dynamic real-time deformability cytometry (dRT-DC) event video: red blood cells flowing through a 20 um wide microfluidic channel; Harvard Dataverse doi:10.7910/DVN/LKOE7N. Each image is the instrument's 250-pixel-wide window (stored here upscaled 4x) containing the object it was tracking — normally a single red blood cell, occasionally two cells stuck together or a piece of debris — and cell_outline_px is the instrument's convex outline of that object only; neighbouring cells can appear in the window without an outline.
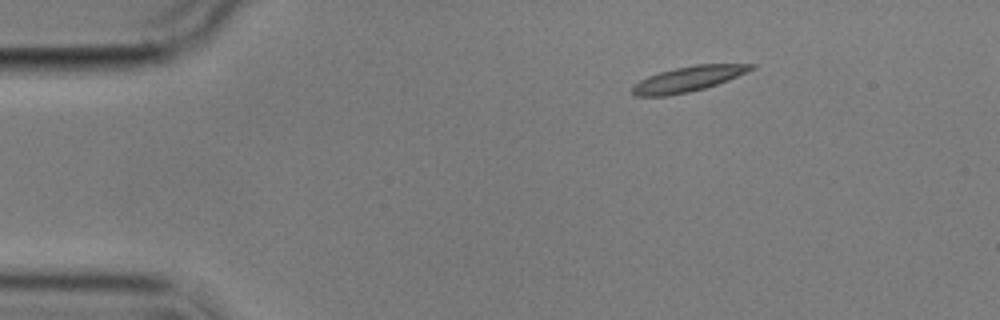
{"species": "common noctule bat (a hibernating species)", "species_latin": "Nyctalus noctula", "temperature_condition": "cold", "stored_images_in_passage": 3, "camera_frame_rate_fps": 3000, "um_per_image_px": 0.085, "animal": {"sex": "male", "body_mass_g": 17.9}, "frame": {"image": 1, "passage_image": 1, "time_ms": 0.0, "image_size_px": [1000, 320], "cell_outline_px": [[756, 68], [728, 80], [704, 88], [688, 92], [668, 96], [632, 96], [632, 84], [648, 76], [660, 72], [676, 68], [696, 64], [756, 64]], "centroid_in_image_um": [58.46, 6.72], "position_along_channel_um": 26.5, "area_um2": 17.46}}